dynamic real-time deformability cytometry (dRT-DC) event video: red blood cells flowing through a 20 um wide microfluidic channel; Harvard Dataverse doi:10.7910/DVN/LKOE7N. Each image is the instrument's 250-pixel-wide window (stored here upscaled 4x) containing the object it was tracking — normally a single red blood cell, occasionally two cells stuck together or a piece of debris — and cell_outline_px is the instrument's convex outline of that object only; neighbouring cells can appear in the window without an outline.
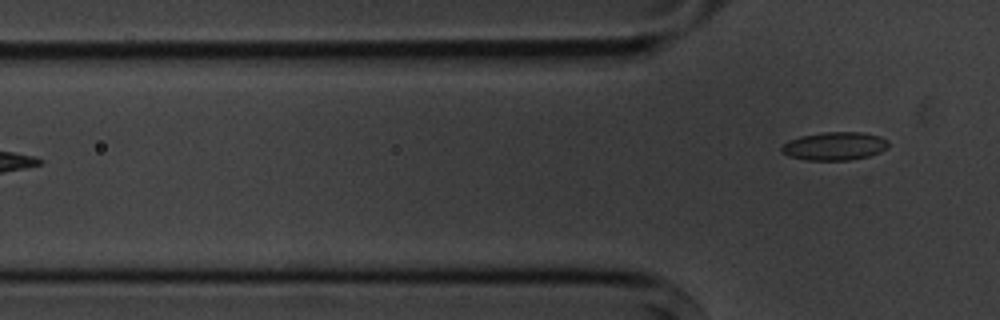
{"species": "common noctule bat (a hibernating species)", "species_latin": "Nyctalus noctula", "temperature_condition": "cold", "stored_images_in_passage": 6, "camera_frame_rate_fps": 3000, "um_per_image_px": 0.085, "animal": {"sex": "male", "body_mass_g": 20.1, "forearm_length_mm": 53.5}, "frame": {"image": 1, "passage_image": 6, "time_ms": 6.0, "image_size_px": [1000, 320], "cell_outline_px": [[888, 148], [880, 152], [868, 156], [848, 160], [804, 160], [788, 156], [780, 152], [780, 148], [788, 140], [800, 136], [824, 132], [860, 132], [880, 136], [888, 140]], "centroid_in_image_um": [70.91, 12.42], "position_along_channel_um": 54.9, "area_um2": 17.69}}